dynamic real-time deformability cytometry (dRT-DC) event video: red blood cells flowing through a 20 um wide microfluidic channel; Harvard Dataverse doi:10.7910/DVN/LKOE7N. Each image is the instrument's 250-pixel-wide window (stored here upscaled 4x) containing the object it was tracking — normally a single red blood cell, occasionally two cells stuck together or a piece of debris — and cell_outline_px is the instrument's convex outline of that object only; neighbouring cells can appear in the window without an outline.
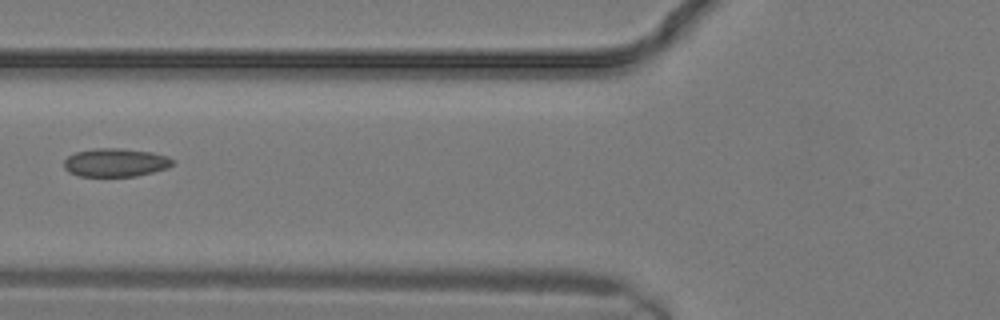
{"species": "common noctule bat (a hibernating species)", "species_latin": "Nyctalus noctula", "temperature_condition": "warm", "stored_images_in_passage": 15, "camera_frame_rate_fps": 3000, "um_per_image_px": 0.085, "animal": {"sex": "male", "body_mass_g": 19.2, "forearm_length_mm": 51.8}, "frame": {"image": 1, "passage_image": 11, "time_ms": 3.333, "image_size_px": [1000, 320], "cell_outline_px": [[176, 160], [168, 168], [136, 176], [80, 176], [68, 172], [64, 168], [64, 160], [68, 156], [76, 152], [96, 148], [116, 148], [152, 152], [168, 156]], "centroid_in_image_um": [9.83, 13.81], "position_along_channel_um": 116.0, "area_um2": 17.98}}
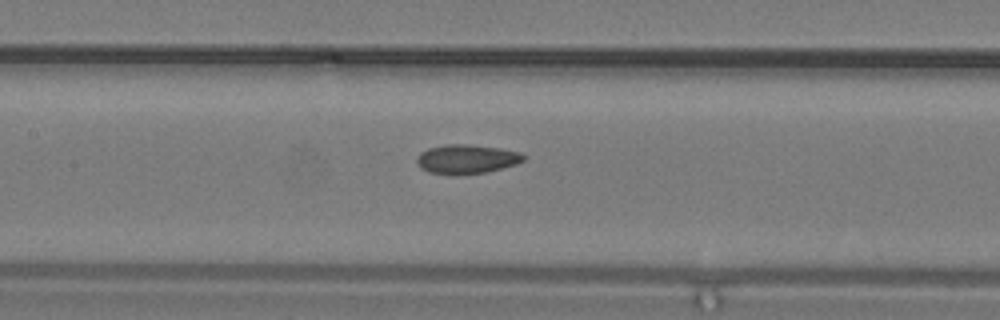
{"frame": {"image": 2, "passage_image": 13, "time_ms": 4.0, "image_size_px": [1000, 320], "cell_outline_px": [[524, 160], [516, 164], [484, 172], [428, 172], [420, 168], [416, 160], [416, 156], [420, 152], [428, 148], [444, 144], [468, 144], [500, 148], [520, 152], [524, 156]], "centroid_in_image_um": [39.64, 13.47], "position_along_channel_um": 167.8, "area_um2": 17.51}}
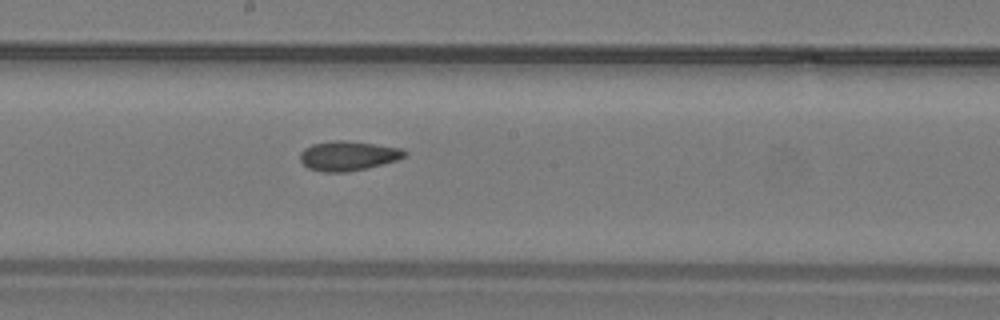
{"frame": {"image": 3, "passage_image": 15, "time_ms": 4.667, "image_size_px": [1000, 320], "cell_outline_px": [[408, 156], [396, 160], [368, 168], [348, 172], [324, 172], [308, 168], [300, 160], [300, 152], [304, 148], [312, 144], [332, 140], [344, 140], [404, 148], [408, 152]], "centroid_in_image_um": [29.61, 13.24], "position_along_channel_um": 218.6, "area_um2": 18.21}}